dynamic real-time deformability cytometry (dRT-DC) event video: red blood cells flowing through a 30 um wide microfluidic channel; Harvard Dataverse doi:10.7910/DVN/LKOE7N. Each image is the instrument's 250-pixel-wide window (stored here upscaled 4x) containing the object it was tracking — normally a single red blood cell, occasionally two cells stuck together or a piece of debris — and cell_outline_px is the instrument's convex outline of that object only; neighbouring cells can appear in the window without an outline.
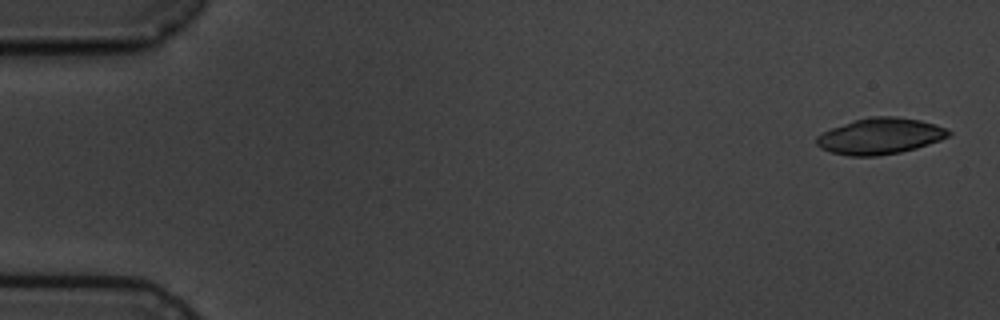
{"species": "common noctule bat (a hibernating species)", "species_latin": "Nyctalus noctula", "temperature_condition": "cold", "stored_images_in_passage": 5, "camera_frame_rate_fps": 3000, "um_per_image_px": 0.085, "animal": {"sex": "male", "body_mass_g": 19.5, "forearm_length_mm": 54.6}, "frame": {"image": 1, "passage_image": 1, "time_ms": 0.0, "image_size_px": [1000, 320], "cell_outline_px": [[952, 132], [948, 136], [940, 140], [916, 148], [900, 152], [876, 156], [848, 156], [832, 152], [820, 148], [816, 144], [816, 136], [832, 128], [868, 116], [896, 116], [920, 120], [936, 124]], "centroid_in_image_um": [74.8, 11.57], "position_along_channel_um": 10.2, "area_um2": 27.63}}
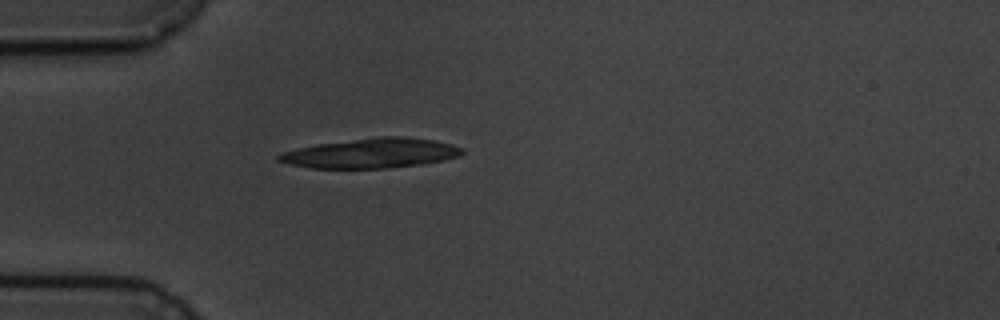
{"frame": {"image": 2, "passage_image": 5, "time_ms": 4.667, "image_size_px": [1000, 320], "cell_outline_px": [[464, 152], [460, 156], [444, 160], [424, 164], [388, 168], [312, 168], [288, 164], [276, 160], [276, 156], [284, 152], [296, 148], [320, 144], [380, 136], [404, 136], [436, 140], [452, 144], [464, 148]], "centroid_in_image_um": [31.61, 13.02], "position_along_channel_um": 53.4, "area_um2": 31.91}}